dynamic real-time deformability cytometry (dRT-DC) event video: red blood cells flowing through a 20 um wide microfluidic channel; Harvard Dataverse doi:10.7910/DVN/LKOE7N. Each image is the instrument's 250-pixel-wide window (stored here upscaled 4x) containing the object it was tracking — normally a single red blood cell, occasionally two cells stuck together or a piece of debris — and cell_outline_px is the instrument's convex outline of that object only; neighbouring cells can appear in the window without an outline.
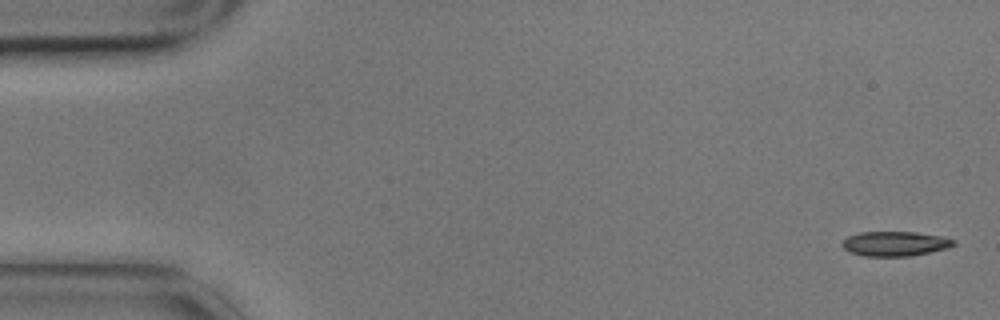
{"species": "common noctule bat (a hibernating species)", "species_latin": "Nyctalus noctula", "temperature_condition": "cold", "stored_images_in_passage": 4, "camera_frame_rate_fps": 3000, "um_per_image_px": 0.085, "animal": {"sex": "male", "body_mass_g": 17.9}, "frame": {"image": 1, "passage_image": 1, "time_ms": 0.0, "image_size_px": [1000, 320], "cell_outline_px": [[956, 244], [948, 248], [908, 256], [864, 256], [848, 252], [844, 248], [844, 240], [848, 236], [860, 232], [916, 232], [940, 236], [956, 240]], "centroid_in_image_um": [76.09, 20.71], "position_along_channel_um": 8.9, "area_um2": 15.9}}
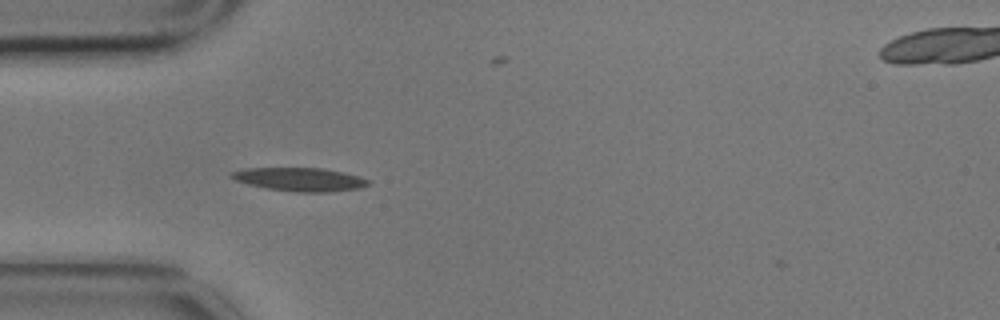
{"frame": {"image": 2, "passage_image": 4, "time_ms": 1.0, "image_size_px": [1000, 320], "cell_outline_px": [[372, 180], [368, 184], [360, 188], [332, 192], [296, 192], [264, 188], [248, 184], [236, 180], [228, 176], [232, 172], [244, 168], [324, 168], [344, 172], [360, 176]], "centroid_in_image_um": [25.52, 15.25], "position_along_channel_um": 59.5, "area_um2": 18.9}}